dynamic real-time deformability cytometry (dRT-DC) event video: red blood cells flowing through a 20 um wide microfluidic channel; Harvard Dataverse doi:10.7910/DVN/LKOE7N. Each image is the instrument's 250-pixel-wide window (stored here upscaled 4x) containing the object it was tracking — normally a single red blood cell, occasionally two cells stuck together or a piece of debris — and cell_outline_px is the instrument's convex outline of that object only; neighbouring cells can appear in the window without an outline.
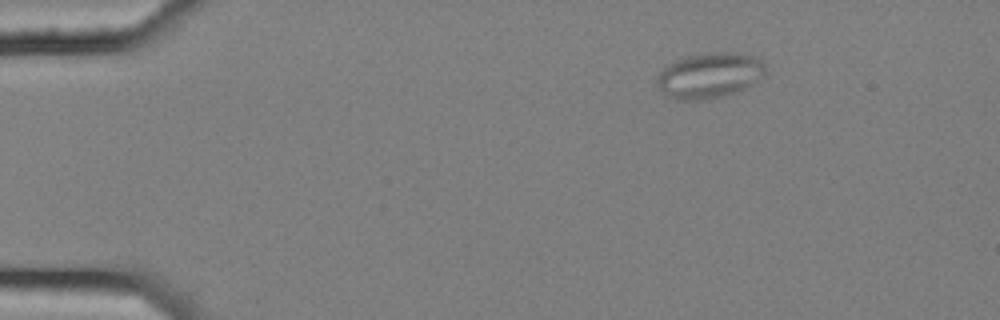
{"species": "common noctule bat (a hibernating species)", "species_latin": "Nyctalus noctula", "temperature_condition": "cold", "stored_images_in_passage": 3, "camera_frame_rate_fps": 3000, "um_per_image_px": 0.085, "animal": {"sex": "female", "body_mass_g": 25.1}, "frame": {"image": 1, "passage_image": 1, "time_ms": 0.0, "image_size_px": [1000, 320], "cell_outline_px": [[764, 76], [752, 84], [744, 88], [724, 96], [704, 100], [676, 100], [668, 96], [656, 84], [656, 76], [664, 64], [684, 56], [712, 52], [736, 52], [752, 56], [764, 60]], "centroid_in_image_um": [60.26, 6.39], "position_along_channel_um": 24.7, "area_um2": 29.13}}
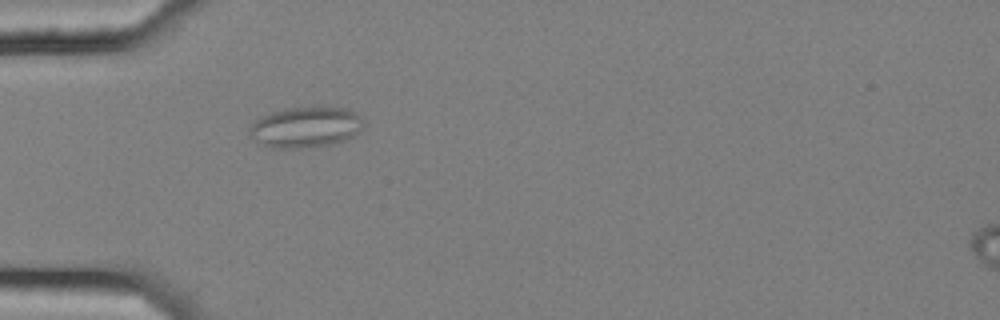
{"frame": {"image": 2, "passage_image": 3, "time_ms": 0.667, "image_size_px": [1000, 320], "cell_outline_px": [[364, 124], [352, 136], [344, 140], [332, 144], [300, 148], [272, 148], [260, 144], [248, 132], [252, 124], [260, 116], [284, 108], [312, 104], [324, 104], [344, 108], [360, 116]], "centroid_in_image_um": [25.96, 10.75], "position_along_channel_um": 59.0, "area_um2": 27.63}}